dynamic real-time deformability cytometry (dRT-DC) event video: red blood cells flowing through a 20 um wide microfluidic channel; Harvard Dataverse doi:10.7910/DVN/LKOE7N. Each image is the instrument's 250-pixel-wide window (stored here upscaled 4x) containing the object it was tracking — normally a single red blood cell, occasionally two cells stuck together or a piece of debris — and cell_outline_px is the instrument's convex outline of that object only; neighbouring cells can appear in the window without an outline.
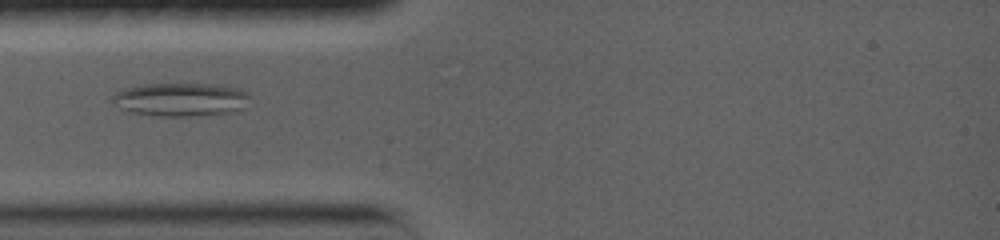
{"species": "common noctule bat (a hibernating species)", "species_latin": "Nyctalus noctula", "temperature_condition": "warm", "stored_images_in_passage": 33, "camera_frame_rate_fps": 5000, "um_per_image_px": 0.085, "animal": {"sex": "female", "body_mass_g": 19.0, "forearm_length_mm": 56.7}, "frame": {"image": 1, "passage_image": 6, "time_ms": 4.2, "image_size_px": [1000, 240], "cell_outline_px": [[248, 108], [232, 112], [188, 116], [160, 116], [132, 112], [120, 108], [112, 104], [112, 96], [116, 92], [128, 88], [144, 84], [212, 84], [236, 88], [244, 92], [248, 96]], "centroid_in_image_um": [15.36, 8.46], "position_along_channel_um": 69.6, "area_um2": 26.59}}
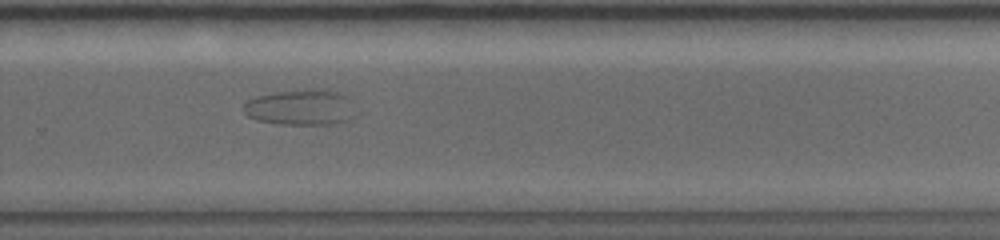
{"frame": {"image": 2, "passage_image": 22, "time_ms": 11.6, "image_size_px": [1000, 240], "cell_outline_px": [[344, 120], [336, 124], [280, 124], [256, 120], [248, 116], [240, 108], [248, 100], [256, 96], [276, 92], [304, 88], [328, 88], [344, 96]], "centroid_in_image_um": [25.29, 9.09], "position_along_channel_um": 304.5, "area_um2": 22.31}}
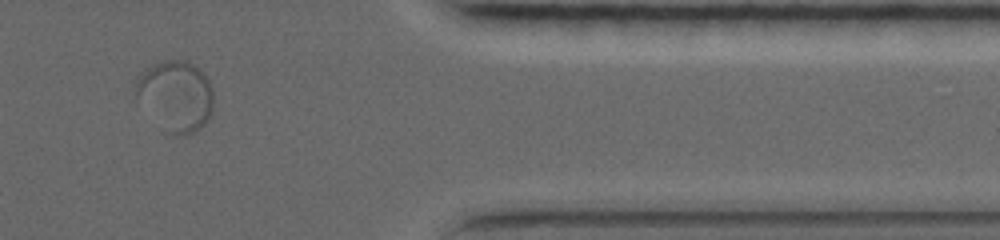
{"frame": {"image": 3, "passage_image": 27, "time_ms": 15.2, "image_size_px": [1000, 240], "cell_outline_px": [[212, 112], [204, 124], [200, 128], [184, 136], [176, 136], [168, 132], [136, 96], [132, 84], [136, 76], [140, 72], [164, 60], [188, 60], [208, 80], [212, 88]], "centroid_in_image_um": [14.92, 8.12], "position_along_channel_um": 396.5, "area_um2": 31.44}}